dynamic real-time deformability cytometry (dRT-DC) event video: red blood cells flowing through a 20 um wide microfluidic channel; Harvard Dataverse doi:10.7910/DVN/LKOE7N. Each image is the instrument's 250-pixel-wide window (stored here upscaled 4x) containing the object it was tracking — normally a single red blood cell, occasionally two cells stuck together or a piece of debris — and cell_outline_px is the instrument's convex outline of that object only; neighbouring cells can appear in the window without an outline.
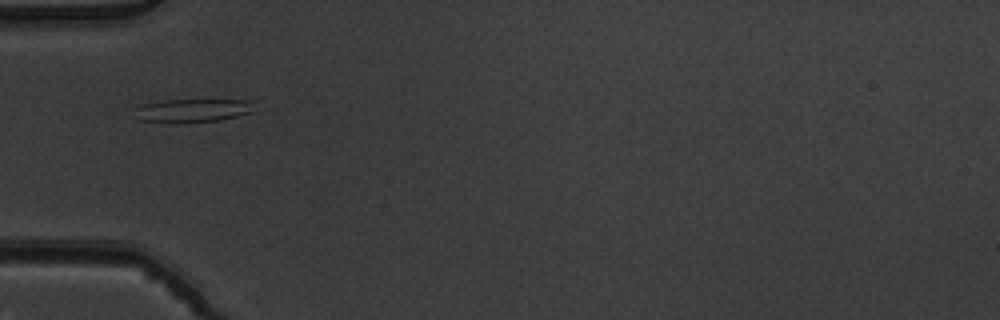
{"species": "common noctule bat (a hibernating species)", "species_latin": "Nyctalus noctula", "temperature_condition": "warm", "stored_images_in_passage": 2, "camera_frame_rate_fps": 3000, "um_per_image_px": 0.085, "animal": {"sex": "male", "body_mass_g": 19.5, "forearm_length_mm": 54.6}, "frame": {"image": 1, "passage_image": 1, "time_ms": 0.0, "image_size_px": [1000, 320], "cell_outline_px": [[252, 112], [220, 120], [184, 124], [172, 124], [136, 120], [132, 108], [140, 104], [164, 100], [252, 100]], "centroid_in_image_um": [16.22, 9.42], "position_along_channel_um": 68.8, "area_um2": 16.94}}
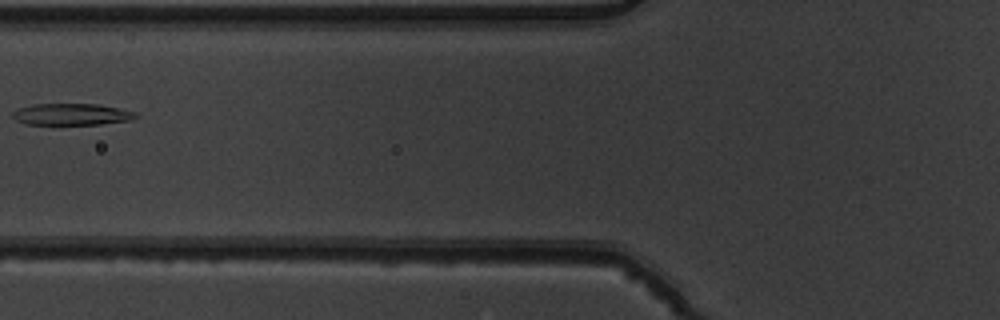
{"frame": {"image": 2, "passage_image": 2, "time_ms": 0.333, "image_size_px": [1000, 320], "cell_outline_px": [[140, 116], [132, 120], [100, 124], [28, 124], [16, 120], [12, 116], [12, 112], [16, 108], [32, 104], [96, 104], [120, 108], [136, 112]], "centroid_in_image_um": [6.11, 9.71], "position_along_channel_um": 119.7, "area_um2": 15.61}}